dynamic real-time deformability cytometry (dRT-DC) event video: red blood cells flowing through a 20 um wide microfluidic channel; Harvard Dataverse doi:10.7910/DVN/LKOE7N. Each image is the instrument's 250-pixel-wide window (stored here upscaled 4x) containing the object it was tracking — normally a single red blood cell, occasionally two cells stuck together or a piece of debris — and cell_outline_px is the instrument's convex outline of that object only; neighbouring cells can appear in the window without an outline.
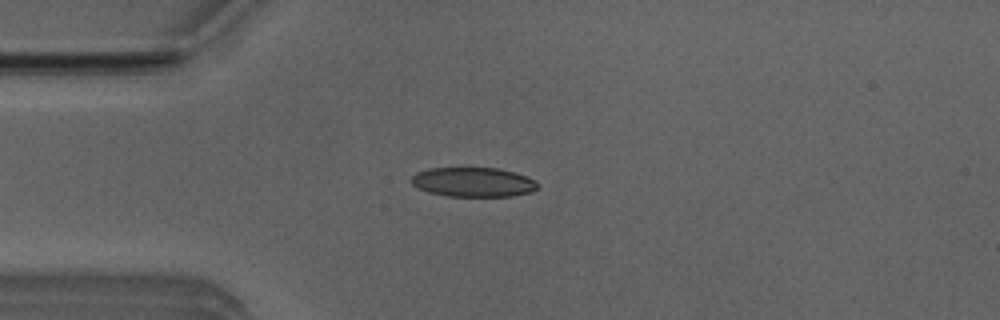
{"species": "Egyptian fruit bat (a non-hibernating species)", "species_latin": "Rousettus aegyptiacus", "temperature_condition": "room temperature", "stored_images_in_passage": 51, "camera_frame_rate_fps": 3000, "um_per_image_px": 0.085, "animal": {"sex": "male"}, "frame": {"image": 1, "passage_image": 13, "time_ms": 4.0, "image_size_px": [1000, 320], "cell_outline_px": [[540, 184], [532, 192], [512, 196], [448, 196], [428, 192], [412, 184], [408, 180], [416, 172], [428, 168], [500, 168], [528, 176], [536, 180]], "centroid_in_image_um": [40.24, 15.47], "position_along_channel_um": 44.8, "area_um2": 21.91}}
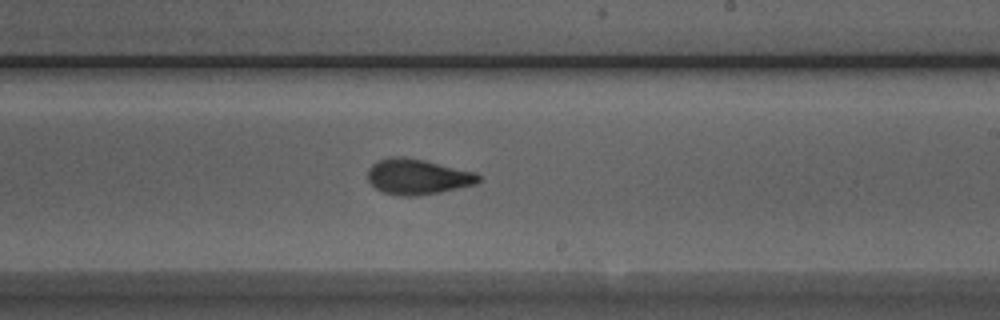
{"frame": {"image": 2, "passage_image": 30, "time_ms": 9.667, "image_size_px": [1000, 320], "cell_outline_px": [[480, 180], [476, 184], [440, 192], [420, 196], [396, 196], [384, 192], [376, 188], [368, 180], [368, 168], [376, 160], [388, 156], [400, 156], [424, 160], [476, 172], [480, 176]], "centroid_in_image_um": [35.47, 15.01], "position_along_channel_um": 253.5, "area_um2": 23.12}}
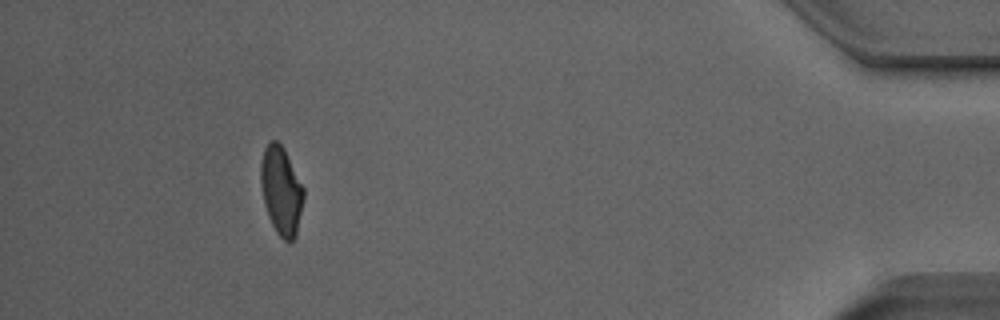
{"frame": {"image": 3, "passage_image": 47, "time_ms": 15.333, "image_size_px": [1000, 320], "cell_outline_px": [[304, 200], [296, 236], [288, 244], [276, 232], [268, 216], [264, 204], [260, 184], [260, 164], [264, 148], [272, 140], [276, 140], [284, 148], [304, 188]], "centroid_in_image_um": [23.9, 16.22], "position_along_channel_um": 411.3, "area_um2": 22.25}, "authors_computed_cell_mechanics": {"area_um2": 22.3686, "velocity_mm_per_s": 3.9573, "shape_relaxation_time_tau1_ms": 6.0691, "shape_relaxation_time_tau2_ms": 1.2143, "deformation_change_tau1": 0.1832, "deformation_change_tau2": 0.0631}}